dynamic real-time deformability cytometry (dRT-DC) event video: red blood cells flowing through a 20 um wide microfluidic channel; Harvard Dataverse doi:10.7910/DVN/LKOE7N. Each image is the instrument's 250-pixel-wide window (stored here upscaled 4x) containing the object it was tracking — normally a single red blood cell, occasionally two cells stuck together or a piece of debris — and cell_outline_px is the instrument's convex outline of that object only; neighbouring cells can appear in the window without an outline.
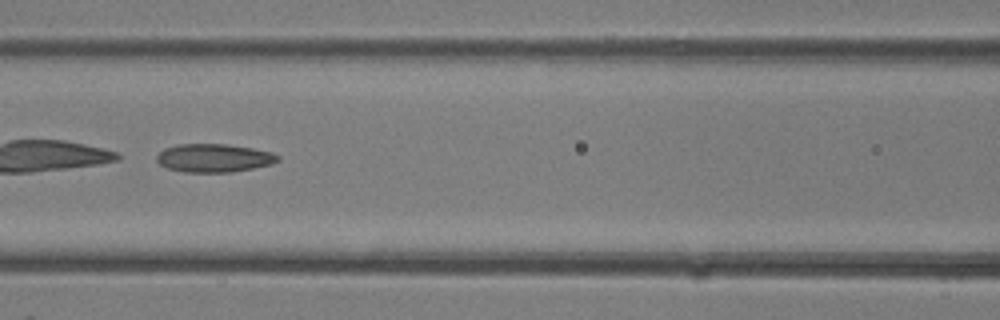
{"species": "common noctule bat (a hibernating species)", "species_latin": "Nyctalus noctula", "temperature_condition": "room temperature", "stored_images_in_passage": 31, "camera_frame_rate_fps": 3000, "um_per_image_px": 0.085, "animal": {"sex": "female"}, "frame": {"image": 1, "passage_image": 14, "time_ms": 4.333, "image_size_px": [1000, 320], "cell_outline_px": [[280, 160], [272, 164], [232, 172], [184, 172], [168, 168], [160, 164], [156, 160], [156, 156], [164, 148], [176, 144], [228, 144], [252, 148], [272, 152], [280, 156]], "centroid_in_image_um": [18.19, 13.42], "position_along_channel_um": 148.4, "area_um2": 20.06}}
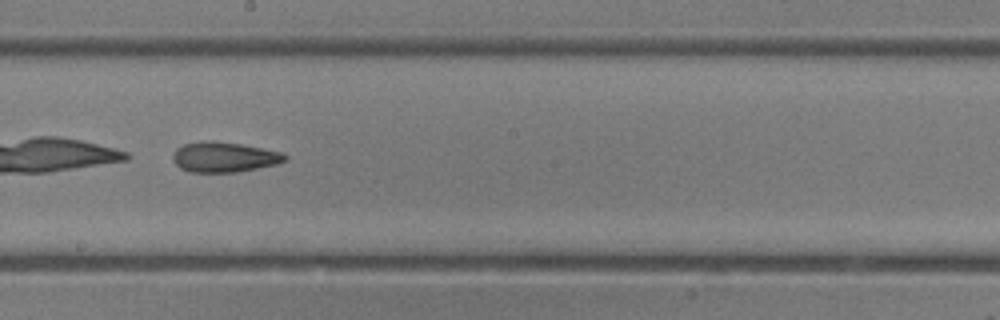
{"frame": {"image": 2, "passage_image": 18, "time_ms": 5.667, "image_size_px": [1000, 320], "cell_outline_px": [[288, 160], [276, 164], [240, 172], [188, 172], [180, 168], [172, 160], [172, 156], [176, 148], [184, 144], [200, 140], [212, 140], [240, 144], [280, 152], [288, 156]], "centroid_in_image_um": [19.02, 13.35], "position_along_channel_um": 229.2, "area_um2": 19.88}}
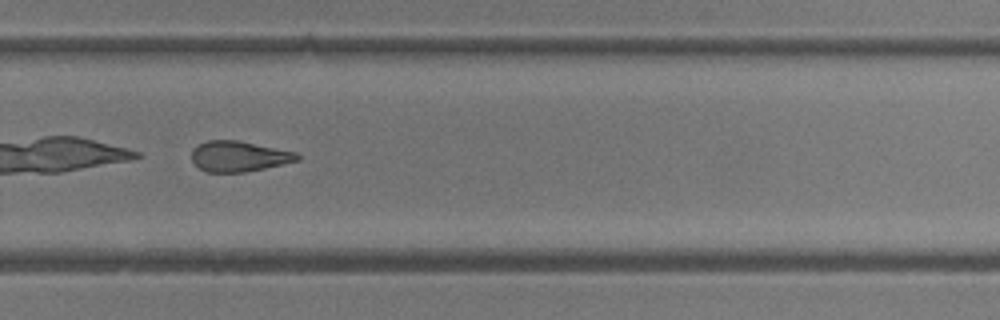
{"frame": {"image": 3, "passage_image": 22, "time_ms": 7.0, "image_size_px": [1000, 320], "cell_outline_px": [[300, 160], [284, 164], [244, 172], [208, 172], [200, 168], [192, 160], [192, 148], [208, 140], [236, 140], [296, 152], [300, 156]], "centroid_in_image_um": [20.31, 13.29], "position_along_channel_um": 309.5, "area_um2": 18.61}}